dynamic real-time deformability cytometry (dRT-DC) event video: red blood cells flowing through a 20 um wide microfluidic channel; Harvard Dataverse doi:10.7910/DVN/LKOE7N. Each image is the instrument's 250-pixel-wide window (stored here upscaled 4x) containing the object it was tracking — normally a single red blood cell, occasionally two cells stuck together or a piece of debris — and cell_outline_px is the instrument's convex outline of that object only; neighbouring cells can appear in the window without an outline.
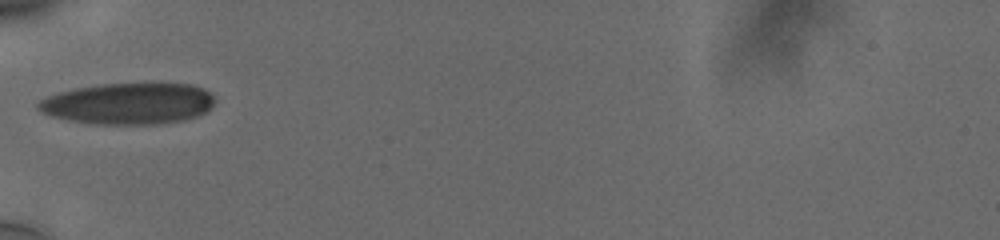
{"species": "human", "species_latin": "Homo sapiens", "temperature_condition": "cold", "stored_images_in_passage": 36, "camera_frame_rate_fps": 3000, "um_per_image_px": 0.085, "donor": {"sex": "male"}, "frame": {"image": 1, "passage_image": 1, "time_ms": 0.0, "image_size_px": [1000, 240], "cell_outline_px": [[212, 108], [196, 116], [184, 120], [156, 124], [100, 124], [52, 116], [36, 108], [36, 104], [40, 100], [48, 96], [60, 92], [76, 88], [96, 84], [148, 80], [160, 80], [192, 84], [204, 88], [212, 96]], "centroid_in_image_um": [10.99, 8.73], "position_along_channel_um": 74.0, "area_um2": 43.52}}
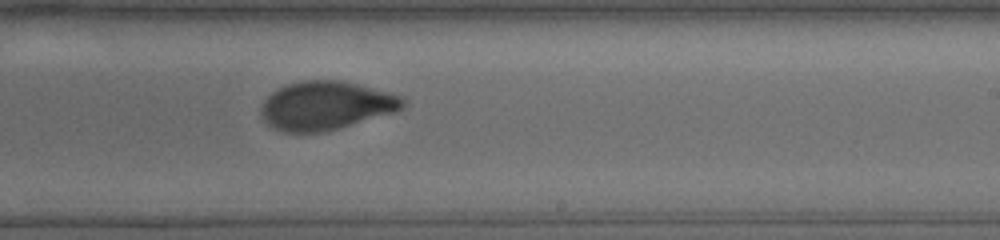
{"frame": {"image": 2, "passage_image": 16, "time_ms": 5.0, "image_size_px": [1000, 240], "cell_outline_px": [[408, 104], [404, 108], [396, 112], [324, 132], [284, 132], [272, 128], [264, 120], [260, 112], [260, 108], [264, 100], [276, 88], [288, 84], [304, 80], [344, 80], [404, 96]], "centroid_in_image_um": [27.74, 8.97], "position_along_channel_um": 261.3, "area_um2": 40.58}}
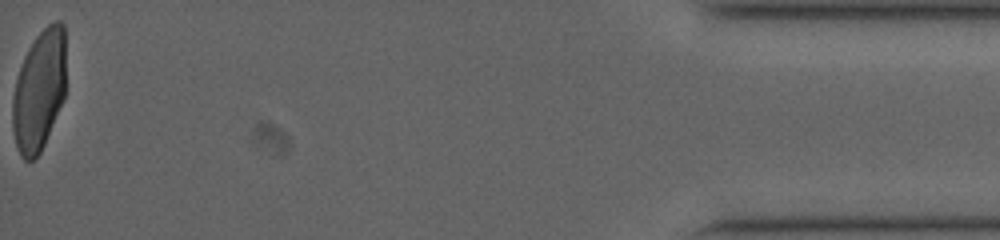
{"frame": {"image": 3, "passage_image": 36, "time_ms": 11.667, "image_size_px": [1000, 240], "cell_outline_px": [[64, 96], [44, 144], [40, 152], [32, 160], [24, 160], [20, 156], [16, 148], [12, 132], [12, 100], [16, 80], [24, 56], [28, 48], [36, 36], [48, 24], [56, 20], [60, 20], [64, 24]], "centroid_in_image_um": [3.29, 7.7], "position_along_channel_um": 431.9, "area_um2": 37.34}, "authors_computed_cell_mechanics": {"area_um2": 39.8531, "velocity_mm_per_s": 3.7704, "shape_relaxation_time_tau1_ms": 10.5346, "shape_relaxation_time_tau2_ms": 0.9728, "deformation_change_tau1": 0.2661, "deformation_change_tau2": 0.0595}}